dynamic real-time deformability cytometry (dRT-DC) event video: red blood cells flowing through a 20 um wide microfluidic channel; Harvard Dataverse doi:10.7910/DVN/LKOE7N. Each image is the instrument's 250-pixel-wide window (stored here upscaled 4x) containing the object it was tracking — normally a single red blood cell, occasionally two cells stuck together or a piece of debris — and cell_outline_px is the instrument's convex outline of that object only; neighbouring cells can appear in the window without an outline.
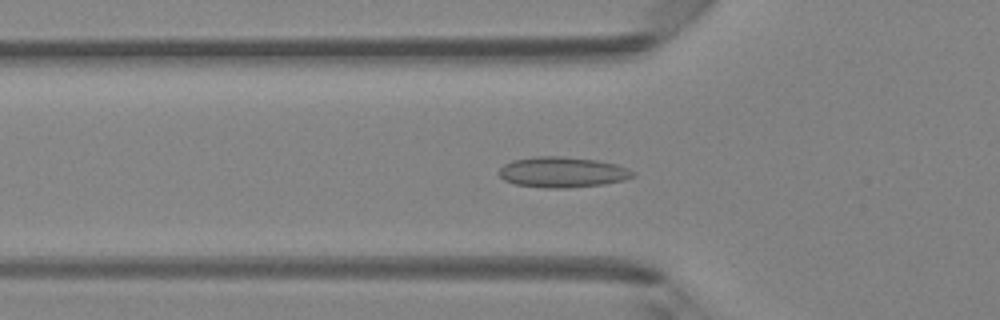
{"species": "Egyptian fruit bat (a non-hibernating species)", "species_latin": "Rousettus aegyptiacus", "temperature_condition": "room temperature", "stored_images_in_passage": 48, "camera_frame_rate_fps": 3000, "um_per_image_px": 0.085, "animal": {"sex": "female"}, "frame": {"image": 1, "passage_image": 16, "time_ms": 5.0, "image_size_px": [1000, 320], "cell_outline_px": [[636, 176], [624, 180], [604, 184], [568, 188], [544, 188], [516, 184], [504, 180], [500, 176], [500, 168], [504, 164], [512, 160], [532, 156], [560, 156], [596, 160], [616, 164], [628, 168], [636, 172]], "centroid_in_image_um": [47.83, 14.63], "position_along_channel_um": 78.0, "area_um2": 23.99}}
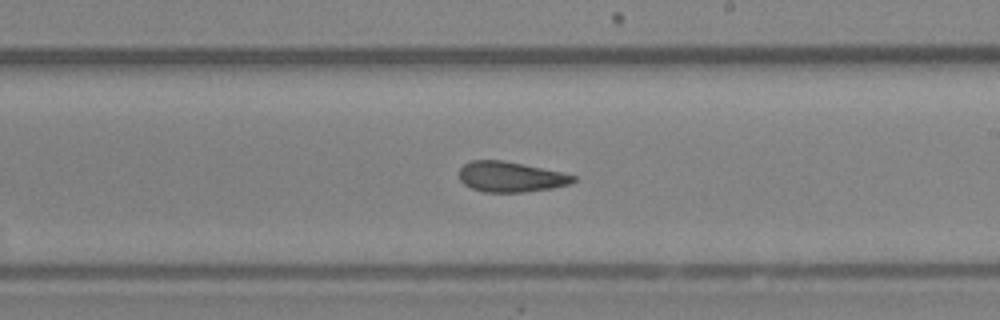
{"frame": {"image": 2, "passage_image": 28, "time_ms": 9.0, "image_size_px": [1000, 320], "cell_outline_px": [[576, 180], [572, 184], [552, 188], [524, 192], [484, 192], [472, 188], [464, 184], [460, 180], [460, 168], [464, 164], [472, 160], [500, 160], [560, 172], [576, 176]], "centroid_in_image_um": [43.4, 15.04], "position_along_channel_um": 245.6, "area_um2": 19.94}}
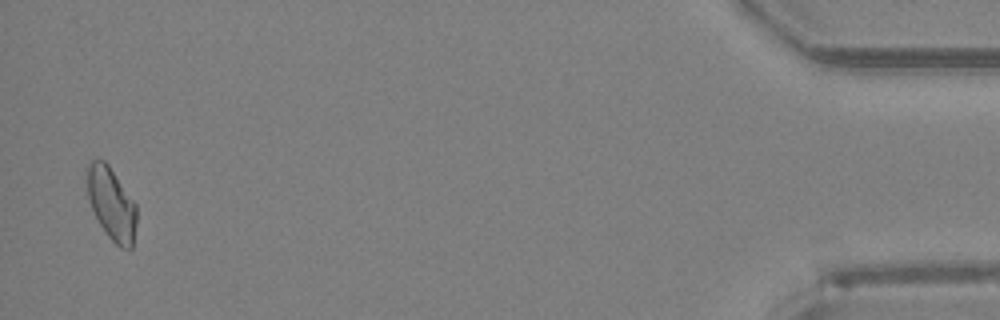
{"frame": {"image": 3, "passage_image": 47, "time_ms": 15.333, "image_size_px": [1000, 320], "cell_outline_px": [[136, 224], [132, 248], [120, 248], [108, 236], [100, 224], [92, 208], [88, 196], [88, 164], [92, 160], [104, 160], [108, 164], [136, 204]], "centroid_in_image_um": [9.5, 17.33], "position_along_channel_um": 425.7, "area_um2": 20.46}, "authors_computed_cell_mechanics": {"area_um2": 21.0392, "velocity_mm_per_s": 4.198, "shape_relaxation_time_tau1_ms": null, "shape_relaxation_time_tau2_ms": 2.3451, "deformation_change_tau1": null, "deformation_change_tau2": 0.0838}}